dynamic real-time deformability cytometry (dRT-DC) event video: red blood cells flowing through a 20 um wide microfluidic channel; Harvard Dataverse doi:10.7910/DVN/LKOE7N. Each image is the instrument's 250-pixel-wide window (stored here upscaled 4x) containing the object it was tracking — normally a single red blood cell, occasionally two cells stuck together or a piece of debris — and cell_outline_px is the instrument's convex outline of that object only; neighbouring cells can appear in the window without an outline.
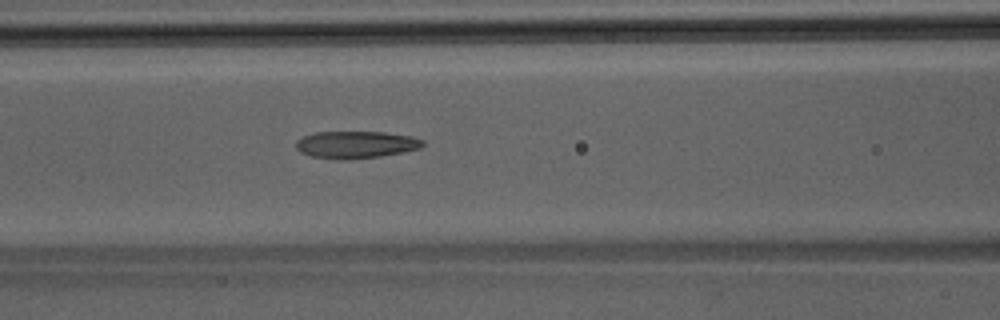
{"species": "Egyptian fruit bat (a non-hibernating species)", "species_latin": "Rousettus aegyptiacus", "temperature_condition": "room temperature", "stored_images_in_passage": 38, "camera_frame_rate_fps": 3000, "um_per_image_px": 0.085, "animal": {"sex": "male"}, "frame": {"image": 1, "passage_image": 14, "time_ms": 4.333, "image_size_px": [1000, 320], "cell_outline_px": [[424, 144], [420, 148], [404, 152], [380, 156], [352, 160], [336, 160], [312, 156], [300, 152], [296, 148], [296, 140], [304, 136], [316, 132], [384, 132], [412, 136], [424, 140]], "centroid_in_image_um": [30.25, 12.3], "position_along_channel_um": 136.3, "area_um2": 20.29}}
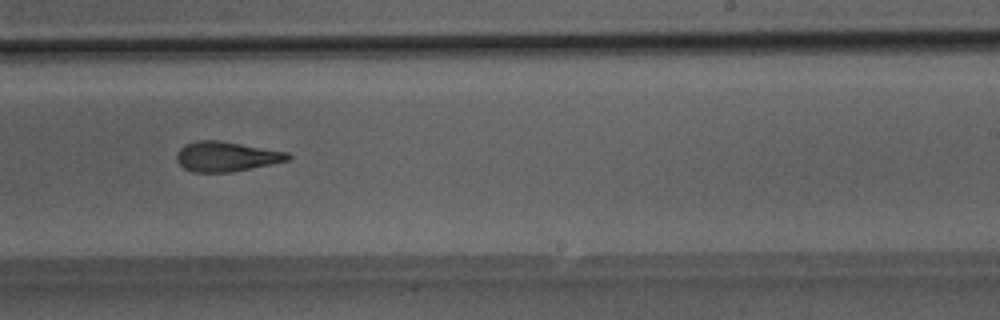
{"frame": {"image": 2, "passage_image": 23, "time_ms": 7.333, "image_size_px": [1000, 320], "cell_outline_px": [[292, 156], [288, 160], [232, 172], [192, 172], [184, 168], [176, 160], [176, 152], [184, 144], [196, 140], [220, 140], [288, 152]], "centroid_in_image_um": [19.19, 13.29], "position_along_channel_um": 269.8, "area_um2": 19.42}}
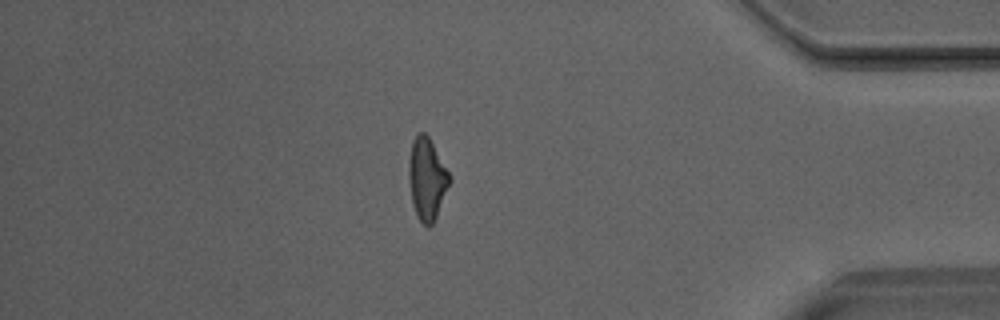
{"frame": {"image": 3, "passage_image": 34, "time_ms": 11.0, "image_size_px": [1000, 320], "cell_outline_px": [[452, 180], [436, 216], [432, 224], [428, 228], [416, 216], [412, 204], [408, 176], [408, 160], [412, 140], [420, 132], [424, 132], [428, 136], [452, 176]], "centroid_in_image_um": [36.29, 15.2], "position_along_channel_um": 398.9, "area_um2": 19.65}}